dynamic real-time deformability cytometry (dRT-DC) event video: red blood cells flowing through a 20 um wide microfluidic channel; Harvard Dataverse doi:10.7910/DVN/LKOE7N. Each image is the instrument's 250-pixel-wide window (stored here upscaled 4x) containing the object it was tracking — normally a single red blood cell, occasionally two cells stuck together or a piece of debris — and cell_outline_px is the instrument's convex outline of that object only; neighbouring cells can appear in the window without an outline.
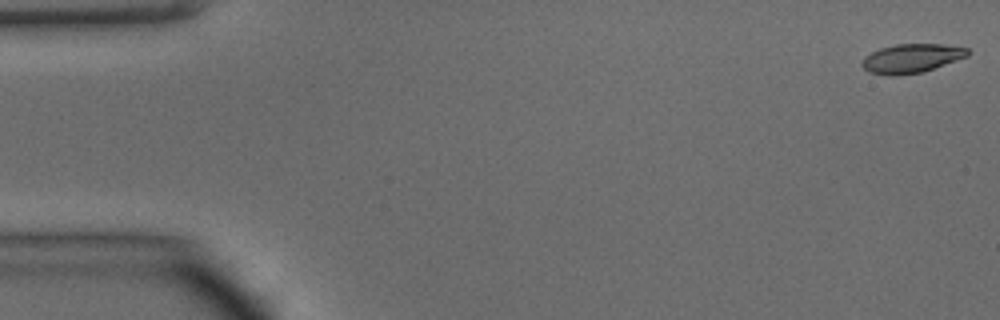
{"species": "common noctule bat (a hibernating species)", "species_latin": "Nyctalus noctula", "temperature_condition": "warm", "stored_images_in_passage": 11, "camera_frame_rate_fps": 3000, "um_per_image_px": 0.085, "animal": {"sex": "male", "body_mass_g": 15.6}, "frame": {"image": 1, "passage_image": 1, "time_ms": 0.0, "image_size_px": [1000, 320], "cell_outline_px": [[968, 56], [924, 72], [892, 76], [888, 76], [868, 72], [860, 64], [864, 56], [880, 48], [896, 44], [940, 44], [968, 48]], "centroid_in_image_um": [77.44, 4.97], "position_along_channel_um": 7.6, "area_um2": 17.92}}